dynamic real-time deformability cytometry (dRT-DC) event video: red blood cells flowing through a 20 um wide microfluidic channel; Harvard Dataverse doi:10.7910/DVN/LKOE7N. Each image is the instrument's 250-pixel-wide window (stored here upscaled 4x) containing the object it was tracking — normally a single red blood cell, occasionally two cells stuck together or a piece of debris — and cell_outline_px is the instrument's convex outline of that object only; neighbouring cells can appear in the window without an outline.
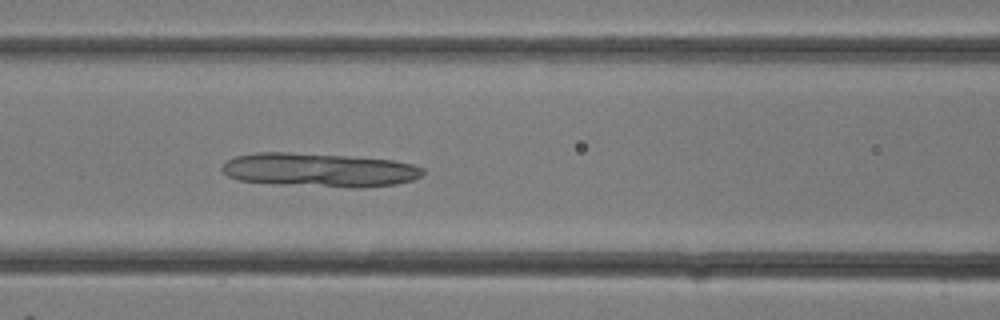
{"species": "common noctule bat (a hibernating species)", "species_latin": "Nyctalus noctula", "temperature_condition": "room temperature", "stored_images_in_passage": 12, "camera_frame_rate_fps": 3000, "um_per_image_px": 0.085, "animal": {"sex": "female"}, "frame": {"image": 1, "passage_image": 12, "time_ms": 3.667, "image_size_px": [1000, 320], "cell_outline_px": [[424, 172], [420, 176], [412, 180], [396, 184], [364, 188], [348, 188], [276, 184], [240, 180], [228, 176], [220, 168], [228, 160], [236, 156], [256, 152], [288, 152], [344, 156], [392, 160], [412, 164], [424, 168]], "centroid_in_image_um": [27.15, 14.46], "position_along_channel_um": 139.5, "area_um2": 39.65}}